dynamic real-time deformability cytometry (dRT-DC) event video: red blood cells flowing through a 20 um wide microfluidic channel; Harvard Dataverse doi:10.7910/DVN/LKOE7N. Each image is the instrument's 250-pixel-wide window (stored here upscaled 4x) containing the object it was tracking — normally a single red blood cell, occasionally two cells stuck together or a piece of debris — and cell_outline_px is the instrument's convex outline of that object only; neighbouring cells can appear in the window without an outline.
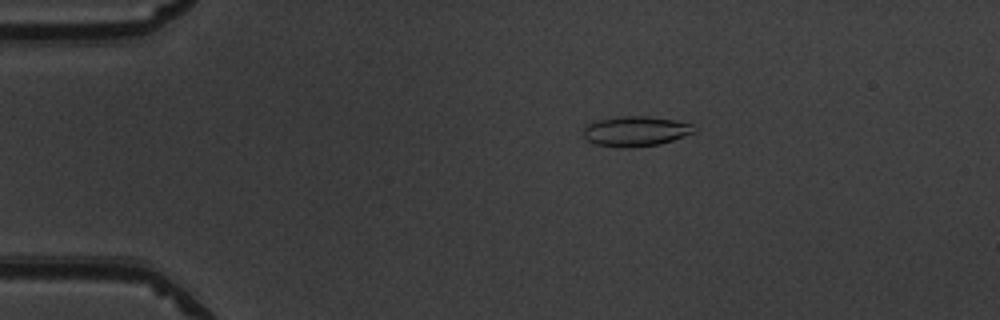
{"species": "common noctule bat (a hibernating species)", "species_latin": "Nyctalus noctula", "temperature_condition": "warm", "stored_images_in_passage": 47, "camera_frame_rate_fps": 3000, "um_per_image_px": 0.085, "animal": {"sex": "male", "body_mass_g": 19.5, "forearm_length_mm": 54.6}, "frame": {"image": 1, "passage_image": 6, "time_ms": 1.667, "image_size_px": [1000, 320], "cell_outline_px": [[696, 132], [660, 144], [628, 148], [624, 148], [596, 144], [588, 140], [584, 136], [584, 124], [596, 120], [624, 116], [648, 116], [676, 120], [692, 124], [696, 128]], "centroid_in_image_um": [54.04, 11.15], "position_along_channel_um": 31.0, "area_um2": 19.48}}
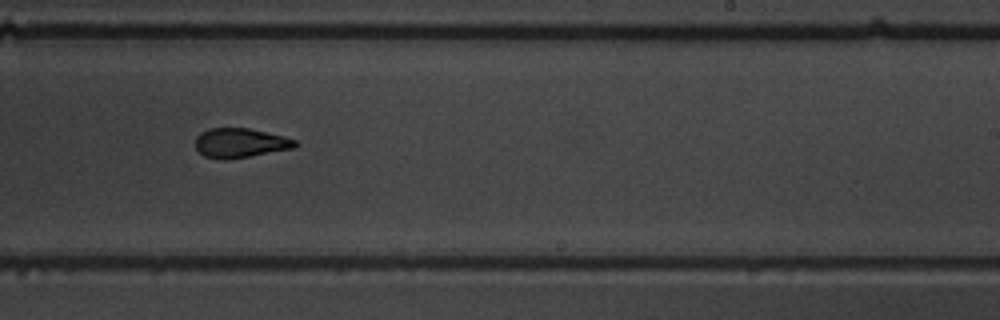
{"frame": {"image": 2, "passage_image": 28, "time_ms": 9.0, "image_size_px": [1000, 320], "cell_outline_px": [[300, 144], [292, 148], [252, 156], [228, 160], [220, 160], [204, 156], [196, 148], [196, 136], [200, 132], [208, 128], [248, 128], [284, 136], [296, 140]], "centroid_in_image_um": [20.4, 12.16], "position_along_channel_um": 268.6, "area_um2": 17.28}}
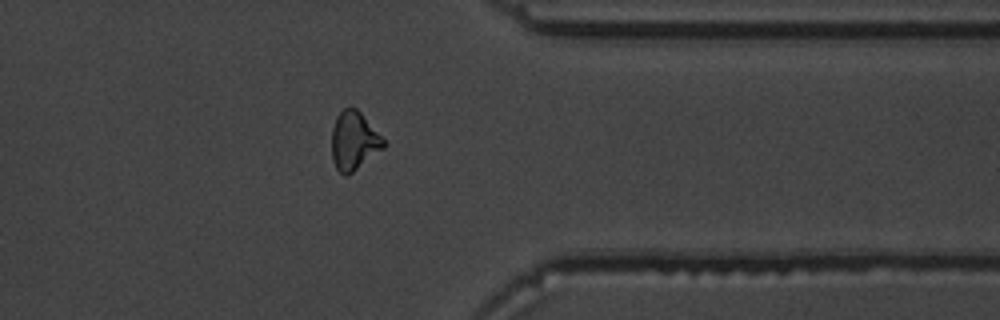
{"frame": {"image": 3, "passage_image": 37, "time_ms": 12.0, "image_size_px": [1000, 320], "cell_outline_px": [[388, 144], [384, 148], [352, 172], [344, 176], [336, 168], [332, 160], [332, 128], [336, 116], [348, 104], [356, 108], [360, 112]], "centroid_in_image_um": [30.07, 11.95], "position_along_channel_um": 381.3, "area_um2": 17.69}, "authors_computed_cell_mechanics": {"area_um2": 18.1492, "velocity_mm_per_s": 4.0105, "shape_relaxation_time_tau1_ms": 9.8553, "shape_relaxation_time_tau2_ms": 2.2434, "deformation_change_tau1": 0.2293, "deformation_change_tau2": 0.1004}}